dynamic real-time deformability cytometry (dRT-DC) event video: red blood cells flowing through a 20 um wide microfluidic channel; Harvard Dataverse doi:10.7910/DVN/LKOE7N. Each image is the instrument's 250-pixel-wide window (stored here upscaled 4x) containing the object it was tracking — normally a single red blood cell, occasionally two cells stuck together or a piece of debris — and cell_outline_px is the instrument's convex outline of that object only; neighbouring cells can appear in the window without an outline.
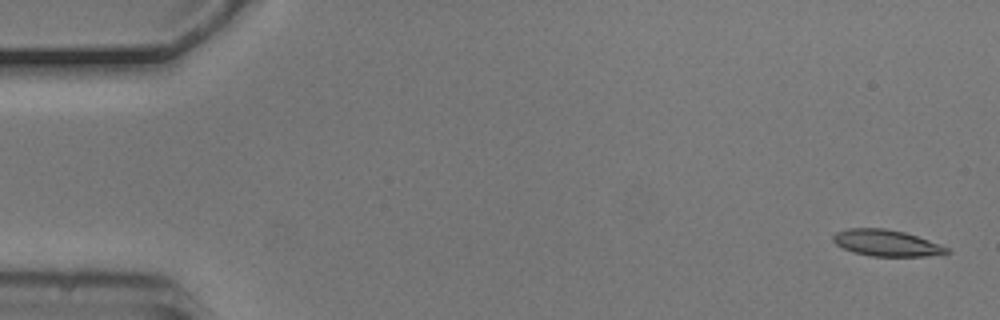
{"species": "common noctule bat (a hibernating species)", "species_latin": "Nyctalus noctula", "temperature_condition": "cold", "stored_images_in_passage": 5, "camera_frame_rate_fps": 3000, "um_per_image_px": 0.085, "animal": {"sex": "male", "body_mass_g": 20.5, "forearm_length_mm": 52.5}, "frame": {"image": 1, "passage_image": 1, "time_ms": 0.0, "image_size_px": [1000, 320], "cell_outline_px": [[948, 252], [924, 256], [872, 256], [852, 252], [836, 244], [832, 240], [832, 236], [836, 232], [848, 228], [884, 228], [904, 232], [928, 240], [948, 248]], "centroid_in_image_um": [75.27, 20.64], "position_along_channel_um": 9.7, "area_um2": 17.17}}
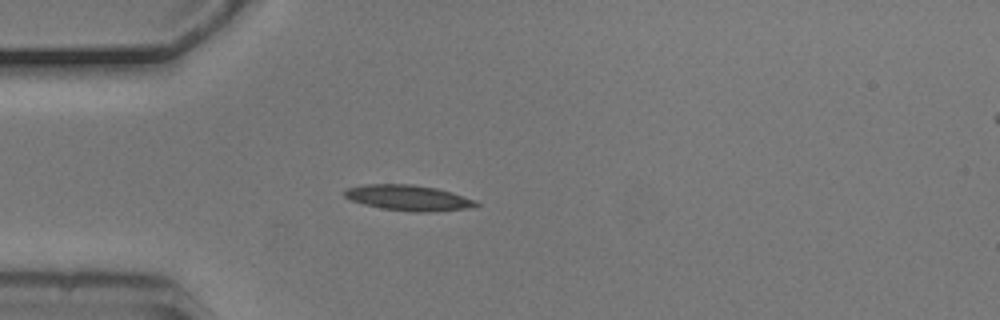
{"frame": {"image": 2, "passage_image": 5, "time_ms": 1.333, "image_size_px": [1000, 320], "cell_outline_px": [[480, 204], [468, 208], [428, 212], [416, 212], [380, 208], [364, 204], [352, 200], [344, 196], [344, 192], [348, 188], [364, 184], [412, 184], [436, 188], [452, 192], [476, 200]], "centroid_in_image_um": [34.72, 16.81], "position_along_channel_um": 50.3, "area_um2": 19.48}}